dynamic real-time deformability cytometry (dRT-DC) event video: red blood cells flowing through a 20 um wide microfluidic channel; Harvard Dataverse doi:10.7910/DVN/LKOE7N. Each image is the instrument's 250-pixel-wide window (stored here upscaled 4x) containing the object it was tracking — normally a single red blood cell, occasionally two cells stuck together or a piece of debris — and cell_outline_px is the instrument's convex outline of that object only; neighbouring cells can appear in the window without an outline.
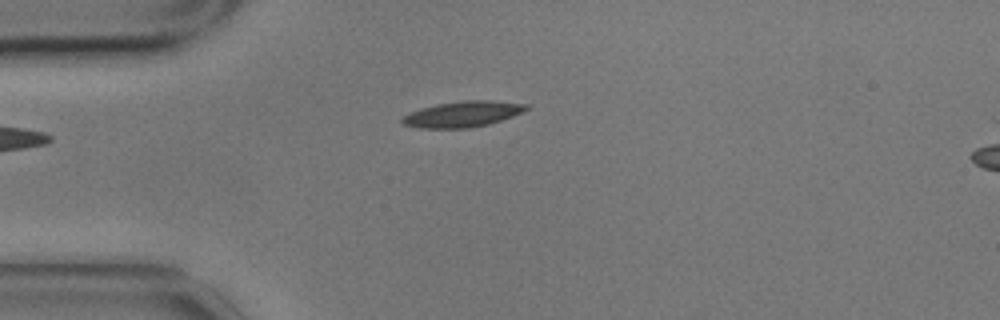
{"species": "common noctule bat (a hibernating species)", "species_latin": "Nyctalus noctula", "temperature_condition": "cold", "stored_images_in_passage": 37, "camera_frame_rate_fps": 3000, "um_per_image_px": 0.085, "animal": {"sex": "male", "body_mass_g": 17.9}, "frame": {"image": 1, "passage_image": 1, "time_ms": 0.0, "image_size_px": [1000, 320], "cell_outline_px": [[532, 108], [512, 116], [488, 124], [468, 128], [420, 128], [404, 124], [400, 120], [404, 116], [412, 112], [436, 104], [464, 100], [492, 100], [528, 104]], "centroid_in_image_um": [39.39, 9.69], "position_along_channel_um": 45.6, "area_um2": 18.5}}
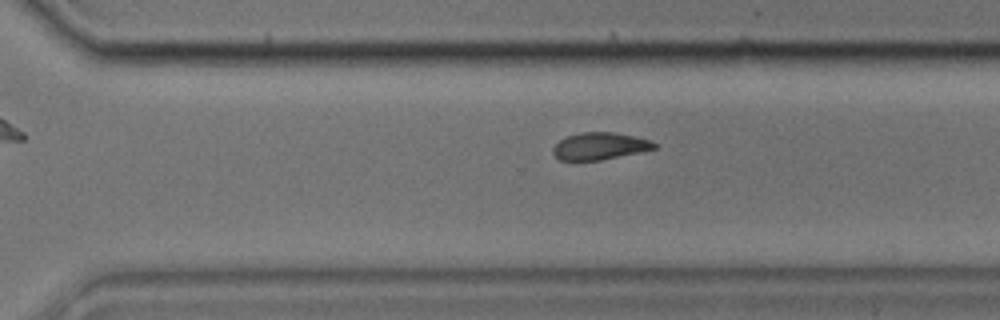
{"frame": {"image": 2, "passage_image": 26, "time_ms": 8.333, "image_size_px": [1000, 320], "cell_outline_px": [[656, 148], [640, 152], [600, 160], [560, 160], [552, 152], [552, 148], [560, 140], [568, 136], [580, 132], [612, 132], [636, 136], [648, 140], [656, 144]], "centroid_in_image_um": [50.97, 12.41], "position_along_channel_um": 319.6, "area_um2": 15.84}}
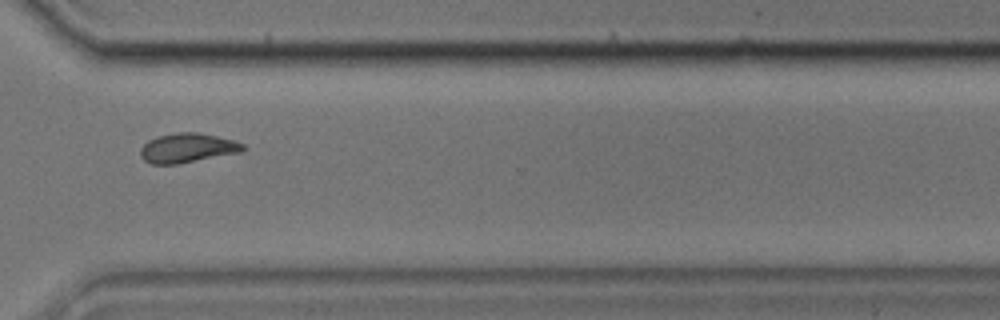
{"frame": {"image": 3, "passage_image": 29, "time_ms": 9.333, "image_size_px": [1000, 320], "cell_outline_px": [[248, 148], [240, 152], [176, 164], [152, 164], [144, 160], [140, 156], [140, 148], [148, 140], [156, 136], [176, 132], [196, 132], [216, 136], [232, 140], [244, 144]], "centroid_in_image_um": [15.9, 12.57], "position_along_channel_um": 354.7, "area_um2": 17.51}, "authors_computed_cell_mechanics": {"area_um2": 17.6868, "velocity_mm_per_s": 3.4791, "shape_relaxation_time_tau1_ms": 8.3126, "shape_relaxation_time_tau2_ms": null, "deformation_change_tau1": 0.1741, "deformation_change_tau2": null}}